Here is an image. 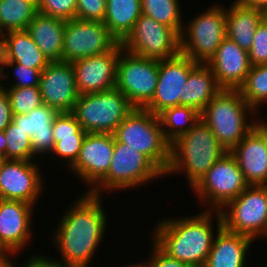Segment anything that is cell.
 I'll list each match as a JSON object with an SVG mask.
<instances>
[{
  "label": "cell",
  "instance_id": "obj_1",
  "mask_svg": "<svg viewBox=\"0 0 267 267\" xmlns=\"http://www.w3.org/2000/svg\"><path fill=\"white\" fill-rule=\"evenodd\" d=\"M103 200L102 195L80 193L65 207L62 217H57L59 224L54 227L50 244H54L56 253L60 254L56 259L63 266L90 267V263H93L110 226Z\"/></svg>",
  "mask_w": 267,
  "mask_h": 267
},
{
  "label": "cell",
  "instance_id": "obj_2",
  "mask_svg": "<svg viewBox=\"0 0 267 267\" xmlns=\"http://www.w3.org/2000/svg\"><path fill=\"white\" fill-rule=\"evenodd\" d=\"M177 217L163 216L158 220L150 240L168 256L190 267H204L214 237L223 227L220 211L202 210Z\"/></svg>",
  "mask_w": 267,
  "mask_h": 267
},
{
  "label": "cell",
  "instance_id": "obj_3",
  "mask_svg": "<svg viewBox=\"0 0 267 267\" xmlns=\"http://www.w3.org/2000/svg\"><path fill=\"white\" fill-rule=\"evenodd\" d=\"M228 152L201 119L186 133L178 136L170 145V163L165 177L184 174L190 190L206 172Z\"/></svg>",
  "mask_w": 267,
  "mask_h": 267
},
{
  "label": "cell",
  "instance_id": "obj_4",
  "mask_svg": "<svg viewBox=\"0 0 267 267\" xmlns=\"http://www.w3.org/2000/svg\"><path fill=\"white\" fill-rule=\"evenodd\" d=\"M200 119L230 152L256 125V111L239 90L222 89L200 113Z\"/></svg>",
  "mask_w": 267,
  "mask_h": 267
},
{
  "label": "cell",
  "instance_id": "obj_5",
  "mask_svg": "<svg viewBox=\"0 0 267 267\" xmlns=\"http://www.w3.org/2000/svg\"><path fill=\"white\" fill-rule=\"evenodd\" d=\"M164 177L165 174L147 156L114 138V152L107 175L89 193L105 196L103 193L108 191H132Z\"/></svg>",
  "mask_w": 267,
  "mask_h": 267
},
{
  "label": "cell",
  "instance_id": "obj_6",
  "mask_svg": "<svg viewBox=\"0 0 267 267\" xmlns=\"http://www.w3.org/2000/svg\"><path fill=\"white\" fill-rule=\"evenodd\" d=\"M115 140L137 149L164 174L170 163V145L159 117L144 108H134L113 133Z\"/></svg>",
  "mask_w": 267,
  "mask_h": 267
},
{
  "label": "cell",
  "instance_id": "obj_7",
  "mask_svg": "<svg viewBox=\"0 0 267 267\" xmlns=\"http://www.w3.org/2000/svg\"><path fill=\"white\" fill-rule=\"evenodd\" d=\"M210 5L188 19L180 34L181 54L198 63H207L226 37L227 5Z\"/></svg>",
  "mask_w": 267,
  "mask_h": 267
},
{
  "label": "cell",
  "instance_id": "obj_8",
  "mask_svg": "<svg viewBox=\"0 0 267 267\" xmlns=\"http://www.w3.org/2000/svg\"><path fill=\"white\" fill-rule=\"evenodd\" d=\"M133 109L127 97L115 87L79 95L72 113L87 133L113 134Z\"/></svg>",
  "mask_w": 267,
  "mask_h": 267
},
{
  "label": "cell",
  "instance_id": "obj_9",
  "mask_svg": "<svg viewBox=\"0 0 267 267\" xmlns=\"http://www.w3.org/2000/svg\"><path fill=\"white\" fill-rule=\"evenodd\" d=\"M248 186L235 157L226 152L191 191L204 210L220 211Z\"/></svg>",
  "mask_w": 267,
  "mask_h": 267
},
{
  "label": "cell",
  "instance_id": "obj_10",
  "mask_svg": "<svg viewBox=\"0 0 267 267\" xmlns=\"http://www.w3.org/2000/svg\"><path fill=\"white\" fill-rule=\"evenodd\" d=\"M220 213L227 231L245 235L257 242L264 240L267 234V185H249Z\"/></svg>",
  "mask_w": 267,
  "mask_h": 267
},
{
  "label": "cell",
  "instance_id": "obj_11",
  "mask_svg": "<svg viewBox=\"0 0 267 267\" xmlns=\"http://www.w3.org/2000/svg\"><path fill=\"white\" fill-rule=\"evenodd\" d=\"M159 60L135 55L124 49L117 65L116 88L134 108H144L153 98Z\"/></svg>",
  "mask_w": 267,
  "mask_h": 267
},
{
  "label": "cell",
  "instance_id": "obj_12",
  "mask_svg": "<svg viewBox=\"0 0 267 267\" xmlns=\"http://www.w3.org/2000/svg\"><path fill=\"white\" fill-rule=\"evenodd\" d=\"M121 44L130 53L157 60L170 59L181 53L180 35L171 27L143 14Z\"/></svg>",
  "mask_w": 267,
  "mask_h": 267
},
{
  "label": "cell",
  "instance_id": "obj_13",
  "mask_svg": "<svg viewBox=\"0 0 267 267\" xmlns=\"http://www.w3.org/2000/svg\"><path fill=\"white\" fill-rule=\"evenodd\" d=\"M119 41L100 21L67 20L64 30L62 61L73 63L111 51Z\"/></svg>",
  "mask_w": 267,
  "mask_h": 267
},
{
  "label": "cell",
  "instance_id": "obj_14",
  "mask_svg": "<svg viewBox=\"0 0 267 267\" xmlns=\"http://www.w3.org/2000/svg\"><path fill=\"white\" fill-rule=\"evenodd\" d=\"M39 162L42 161L4 159L0 165V199L23 201L36 207L42 191H46V177Z\"/></svg>",
  "mask_w": 267,
  "mask_h": 267
},
{
  "label": "cell",
  "instance_id": "obj_15",
  "mask_svg": "<svg viewBox=\"0 0 267 267\" xmlns=\"http://www.w3.org/2000/svg\"><path fill=\"white\" fill-rule=\"evenodd\" d=\"M114 152V136L109 133H87L71 174L90 192L106 175ZM88 187H86V186Z\"/></svg>",
  "mask_w": 267,
  "mask_h": 267
},
{
  "label": "cell",
  "instance_id": "obj_16",
  "mask_svg": "<svg viewBox=\"0 0 267 267\" xmlns=\"http://www.w3.org/2000/svg\"><path fill=\"white\" fill-rule=\"evenodd\" d=\"M35 208L23 201L0 199V247L5 253L20 254L31 246Z\"/></svg>",
  "mask_w": 267,
  "mask_h": 267
},
{
  "label": "cell",
  "instance_id": "obj_17",
  "mask_svg": "<svg viewBox=\"0 0 267 267\" xmlns=\"http://www.w3.org/2000/svg\"><path fill=\"white\" fill-rule=\"evenodd\" d=\"M197 64L181 53L170 59L159 60L155 94L144 109L158 116L165 109L180 105L183 87Z\"/></svg>",
  "mask_w": 267,
  "mask_h": 267
},
{
  "label": "cell",
  "instance_id": "obj_18",
  "mask_svg": "<svg viewBox=\"0 0 267 267\" xmlns=\"http://www.w3.org/2000/svg\"><path fill=\"white\" fill-rule=\"evenodd\" d=\"M122 49V44L119 42L111 51L72 63L80 95L115 88L117 65Z\"/></svg>",
  "mask_w": 267,
  "mask_h": 267
},
{
  "label": "cell",
  "instance_id": "obj_19",
  "mask_svg": "<svg viewBox=\"0 0 267 267\" xmlns=\"http://www.w3.org/2000/svg\"><path fill=\"white\" fill-rule=\"evenodd\" d=\"M39 89L45 105L59 113L72 112L80 95L72 63L50 62L41 72Z\"/></svg>",
  "mask_w": 267,
  "mask_h": 267
},
{
  "label": "cell",
  "instance_id": "obj_20",
  "mask_svg": "<svg viewBox=\"0 0 267 267\" xmlns=\"http://www.w3.org/2000/svg\"><path fill=\"white\" fill-rule=\"evenodd\" d=\"M206 64L213 70L218 86L228 90H238L252 67L248 52L228 37Z\"/></svg>",
  "mask_w": 267,
  "mask_h": 267
},
{
  "label": "cell",
  "instance_id": "obj_21",
  "mask_svg": "<svg viewBox=\"0 0 267 267\" xmlns=\"http://www.w3.org/2000/svg\"><path fill=\"white\" fill-rule=\"evenodd\" d=\"M230 153L249 185H267V134L257 125Z\"/></svg>",
  "mask_w": 267,
  "mask_h": 267
},
{
  "label": "cell",
  "instance_id": "obj_22",
  "mask_svg": "<svg viewBox=\"0 0 267 267\" xmlns=\"http://www.w3.org/2000/svg\"><path fill=\"white\" fill-rule=\"evenodd\" d=\"M58 113L43 103L29 114L13 115L12 122L31 138L33 152L38 159L50 156L54 148L53 121Z\"/></svg>",
  "mask_w": 267,
  "mask_h": 267
},
{
  "label": "cell",
  "instance_id": "obj_23",
  "mask_svg": "<svg viewBox=\"0 0 267 267\" xmlns=\"http://www.w3.org/2000/svg\"><path fill=\"white\" fill-rule=\"evenodd\" d=\"M86 135L87 132L82 129L72 112L58 113L53 121L55 144L51 156L48 157H53V162L54 160L64 161L60 166L65 163L63 169L69 170L77 160Z\"/></svg>",
  "mask_w": 267,
  "mask_h": 267
},
{
  "label": "cell",
  "instance_id": "obj_24",
  "mask_svg": "<svg viewBox=\"0 0 267 267\" xmlns=\"http://www.w3.org/2000/svg\"><path fill=\"white\" fill-rule=\"evenodd\" d=\"M255 242L250 237L222 227L214 237L204 267H247L248 259L252 256L249 251Z\"/></svg>",
  "mask_w": 267,
  "mask_h": 267
},
{
  "label": "cell",
  "instance_id": "obj_25",
  "mask_svg": "<svg viewBox=\"0 0 267 267\" xmlns=\"http://www.w3.org/2000/svg\"><path fill=\"white\" fill-rule=\"evenodd\" d=\"M66 20L37 12L27 32L50 62L62 61Z\"/></svg>",
  "mask_w": 267,
  "mask_h": 267
},
{
  "label": "cell",
  "instance_id": "obj_26",
  "mask_svg": "<svg viewBox=\"0 0 267 267\" xmlns=\"http://www.w3.org/2000/svg\"><path fill=\"white\" fill-rule=\"evenodd\" d=\"M230 2L229 7H226V37L249 52L253 35L266 17V13L260 9L243 6L235 0Z\"/></svg>",
  "mask_w": 267,
  "mask_h": 267
},
{
  "label": "cell",
  "instance_id": "obj_27",
  "mask_svg": "<svg viewBox=\"0 0 267 267\" xmlns=\"http://www.w3.org/2000/svg\"><path fill=\"white\" fill-rule=\"evenodd\" d=\"M221 90L213 70L206 63H198L191 70L183 87L180 105L190 106L201 113Z\"/></svg>",
  "mask_w": 267,
  "mask_h": 267
},
{
  "label": "cell",
  "instance_id": "obj_28",
  "mask_svg": "<svg viewBox=\"0 0 267 267\" xmlns=\"http://www.w3.org/2000/svg\"><path fill=\"white\" fill-rule=\"evenodd\" d=\"M3 49L7 61L21 64L27 68L39 69L42 72L50 63L27 30L5 33Z\"/></svg>",
  "mask_w": 267,
  "mask_h": 267
},
{
  "label": "cell",
  "instance_id": "obj_29",
  "mask_svg": "<svg viewBox=\"0 0 267 267\" xmlns=\"http://www.w3.org/2000/svg\"><path fill=\"white\" fill-rule=\"evenodd\" d=\"M103 23L121 43L142 14L141 0H106Z\"/></svg>",
  "mask_w": 267,
  "mask_h": 267
},
{
  "label": "cell",
  "instance_id": "obj_30",
  "mask_svg": "<svg viewBox=\"0 0 267 267\" xmlns=\"http://www.w3.org/2000/svg\"><path fill=\"white\" fill-rule=\"evenodd\" d=\"M158 117L164 136L171 143L193 128L200 120V113L190 106L178 105L165 109Z\"/></svg>",
  "mask_w": 267,
  "mask_h": 267
},
{
  "label": "cell",
  "instance_id": "obj_31",
  "mask_svg": "<svg viewBox=\"0 0 267 267\" xmlns=\"http://www.w3.org/2000/svg\"><path fill=\"white\" fill-rule=\"evenodd\" d=\"M181 4L180 0H141L142 14L171 27L180 35L185 19Z\"/></svg>",
  "mask_w": 267,
  "mask_h": 267
},
{
  "label": "cell",
  "instance_id": "obj_32",
  "mask_svg": "<svg viewBox=\"0 0 267 267\" xmlns=\"http://www.w3.org/2000/svg\"><path fill=\"white\" fill-rule=\"evenodd\" d=\"M37 12L24 0H0V26L5 33L26 30Z\"/></svg>",
  "mask_w": 267,
  "mask_h": 267
},
{
  "label": "cell",
  "instance_id": "obj_33",
  "mask_svg": "<svg viewBox=\"0 0 267 267\" xmlns=\"http://www.w3.org/2000/svg\"><path fill=\"white\" fill-rule=\"evenodd\" d=\"M238 90L256 113L262 114L263 105L267 108V64L252 66Z\"/></svg>",
  "mask_w": 267,
  "mask_h": 267
},
{
  "label": "cell",
  "instance_id": "obj_34",
  "mask_svg": "<svg viewBox=\"0 0 267 267\" xmlns=\"http://www.w3.org/2000/svg\"><path fill=\"white\" fill-rule=\"evenodd\" d=\"M6 159L36 161L31 138L13 122L5 129Z\"/></svg>",
  "mask_w": 267,
  "mask_h": 267
},
{
  "label": "cell",
  "instance_id": "obj_35",
  "mask_svg": "<svg viewBox=\"0 0 267 267\" xmlns=\"http://www.w3.org/2000/svg\"><path fill=\"white\" fill-rule=\"evenodd\" d=\"M13 115L29 114L43 104L39 87L5 88Z\"/></svg>",
  "mask_w": 267,
  "mask_h": 267
},
{
  "label": "cell",
  "instance_id": "obj_36",
  "mask_svg": "<svg viewBox=\"0 0 267 267\" xmlns=\"http://www.w3.org/2000/svg\"><path fill=\"white\" fill-rule=\"evenodd\" d=\"M11 68L14 78L11 84L3 85V88L39 87L41 71L39 69L27 68L21 64L11 61L6 62V70Z\"/></svg>",
  "mask_w": 267,
  "mask_h": 267
},
{
  "label": "cell",
  "instance_id": "obj_37",
  "mask_svg": "<svg viewBox=\"0 0 267 267\" xmlns=\"http://www.w3.org/2000/svg\"><path fill=\"white\" fill-rule=\"evenodd\" d=\"M77 0H40L37 11L63 20L75 19Z\"/></svg>",
  "mask_w": 267,
  "mask_h": 267
},
{
  "label": "cell",
  "instance_id": "obj_38",
  "mask_svg": "<svg viewBox=\"0 0 267 267\" xmlns=\"http://www.w3.org/2000/svg\"><path fill=\"white\" fill-rule=\"evenodd\" d=\"M248 52L252 66L267 64V18L258 25Z\"/></svg>",
  "mask_w": 267,
  "mask_h": 267
},
{
  "label": "cell",
  "instance_id": "obj_39",
  "mask_svg": "<svg viewBox=\"0 0 267 267\" xmlns=\"http://www.w3.org/2000/svg\"><path fill=\"white\" fill-rule=\"evenodd\" d=\"M106 0H77L75 19L104 21Z\"/></svg>",
  "mask_w": 267,
  "mask_h": 267
},
{
  "label": "cell",
  "instance_id": "obj_40",
  "mask_svg": "<svg viewBox=\"0 0 267 267\" xmlns=\"http://www.w3.org/2000/svg\"><path fill=\"white\" fill-rule=\"evenodd\" d=\"M149 242L151 243V252L148 254V259L139 260L145 267H190L188 264L168 256L153 241Z\"/></svg>",
  "mask_w": 267,
  "mask_h": 267
},
{
  "label": "cell",
  "instance_id": "obj_41",
  "mask_svg": "<svg viewBox=\"0 0 267 267\" xmlns=\"http://www.w3.org/2000/svg\"><path fill=\"white\" fill-rule=\"evenodd\" d=\"M39 253L38 251L33 254L31 253V255L27 257V260L25 258V263L23 262L21 265L18 261L14 260L13 267H65L56 258H53V256L50 257L47 256L49 254H44L42 252Z\"/></svg>",
  "mask_w": 267,
  "mask_h": 267
},
{
  "label": "cell",
  "instance_id": "obj_42",
  "mask_svg": "<svg viewBox=\"0 0 267 267\" xmlns=\"http://www.w3.org/2000/svg\"><path fill=\"white\" fill-rule=\"evenodd\" d=\"M12 120L13 113L9 96L5 88H0V131H5L11 124Z\"/></svg>",
  "mask_w": 267,
  "mask_h": 267
},
{
  "label": "cell",
  "instance_id": "obj_43",
  "mask_svg": "<svg viewBox=\"0 0 267 267\" xmlns=\"http://www.w3.org/2000/svg\"><path fill=\"white\" fill-rule=\"evenodd\" d=\"M6 62H7V58H6L5 50L3 49V47H0V81H2L0 82V88H3L5 81L9 80L11 76L9 71H6L5 69Z\"/></svg>",
  "mask_w": 267,
  "mask_h": 267
},
{
  "label": "cell",
  "instance_id": "obj_44",
  "mask_svg": "<svg viewBox=\"0 0 267 267\" xmlns=\"http://www.w3.org/2000/svg\"><path fill=\"white\" fill-rule=\"evenodd\" d=\"M239 4L250 7V8H255V9H260L267 13V0H235Z\"/></svg>",
  "mask_w": 267,
  "mask_h": 267
},
{
  "label": "cell",
  "instance_id": "obj_45",
  "mask_svg": "<svg viewBox=\"0 0 267 267\" xmlns=\"http://www.w3.org/2000/svg\"><path fill=\"white\" fill-rule=\"evenodd\" d=\"M17 255L20 254L5 253L3 256L0 257V267H13L14 259L17 260Z\"/></svg>",
  "mask_w": 267,
  "mask_h": 267
},
{
  "label": "cell",
  "instance_id": "obj_46",
  "mask_svg": "<svg viewBox=\"0 0 267 267\" xmlns=\"http://www.w3.org/2000/svg\"><path fill=\"white\" fill-rule=\"evenodd\" d=\"M0 159H6V139L4 131H0Z\"/></svg>",
  "mask_w": 267,
  "mask_h": 267
},
{
  "label": "cell",
  "instance_id": "obj_47",
  "mask_svg": "<svg viewBox=\"0 0 267 267\" xmlns=\"http://www.w3.org/2000/svg\"><path fill=\"white\" fill-rule=\"evenodd\" d=\"M256 125L265 133L267 134V117L266 119L261 118L260 113H256Z\"/></svg>",
  "mask_w": 267,
  "mask_h": 267
},
{
  "label": "cell",
  "instance_id": "obj_48",
  "mask_svg": "<svg viewBox=\"0 0 267 267\" xmlns=\"http://www.w3.org/2000/svg\"><path fill=\"white\" fill-rule=\"evenodd\" d=\"M4 38H5V32L2 30L0 26V47H3Z\"/></svg>",
  "mask_w": 267,
  "mask_h": 267
},
{
  "label": "cell",
  "instance_id": "obj_49",
  "mask_svg": "<svg viewBox=\"0 0 267 267\" xmlns=\"http://www.w3.org/2000/svg\"><path fill=\"white\" fill-rule=\"evenodd\" d=\"M24 1L31 3L36 9H38L39 7L40 0H24Z\"/></svg>",
  "mask_w": 267,
  "mask_h": 267
},
{
  "label": "cell",
  "instance_id": "obj_50",
  "mask_svg": "<svg viewBox=\"0 0 267 267\" xmlns=\"http://www.w3.org/2000/svg\"><path fill=\"white\" fill-rule=\"evenodd\" d=\"M132 267H145L140 261L138 262V260H137V262H135V264H134V262H132Z\"/></svg>",
  "mask_w": 267,
  "mask_h": 267
},
{
  "label": "cell",
  "instance_id": "obj_51",
  "mask_svg": "<svg viewBox=\"0 0 267 267\" xmlns=\"http://www.w3.org/2000/svg\"><path fill=\"white\" fill-rule=\"evenodd\" d=\"M119 267H132V261H131V264L130 263H126V265L124 266L123 264H122V266H119Z\"/></svg>",
  "mask_w": 267,
  "mask_h": 267
},
{
  "label": "cell",
  "instance_id": "obj_52",
  "mask_svg": "<svg viewBox=\"0 0 267 267\" xmlns=\"http://www.w3.org/2000/svg\"><path fill=\"white\" fill-rule=\"evenodd\" d=\"M5 254V252L2 250V248L0 247V257L3 256Z\"/></svg>",
  "mask_w": 267,
  "mask_h": 267
},
{
  "label": "cell",
  "instance_id": "obj_53",
  "mask_svg": "<svg viewBox=\"0 0 267 267\" xmlns=\"http://www.w3.org/2000/svg\"><path fill=\"white\" fill-rule=\"evenodd\" d=\"M264 240H265V242H267V234H266V236H265Z\"/></svg>",
  "mask_w": 267,
  "mask_h": 267
}]
</instances>
